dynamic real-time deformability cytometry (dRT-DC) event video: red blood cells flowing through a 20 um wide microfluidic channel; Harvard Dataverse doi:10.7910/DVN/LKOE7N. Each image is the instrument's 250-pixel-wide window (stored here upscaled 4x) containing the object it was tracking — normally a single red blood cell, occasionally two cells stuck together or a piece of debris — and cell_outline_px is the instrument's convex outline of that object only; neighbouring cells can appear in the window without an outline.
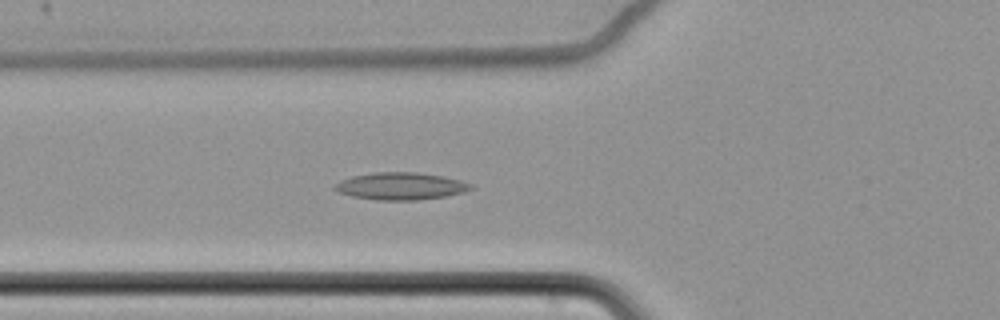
{"species": "common noctule bat (a hibernating species)", "species_latin": "Nyctalus noctula", "temperature_condition": "cold", "stored_images_in_passage": 59, "camera_frame_rate_fps": 3000, "um_per_image_px": 0.085, "animal": {"sex": "female", "body_mass_g": 22.7, "forearm_length_mm": 54.2}, "frame": {"image": 1, "passage_image": 22, "time_ms": 7.0, "image_size_px": [1000, 320], "cell_outline_px": [[476, 188], [464, 192], [444, 196], [416, 200], [376, 200], [352, 196], [340, 192], [332, 188], [340, 180], [352, 176], [376, 172], [416, 172], [440, 176], [460, 180], [472, 184]], "centroid_in_image_um": [34.07, 15.82], "position_along_channel_um": 91.7, "area_um2": 21.5}}
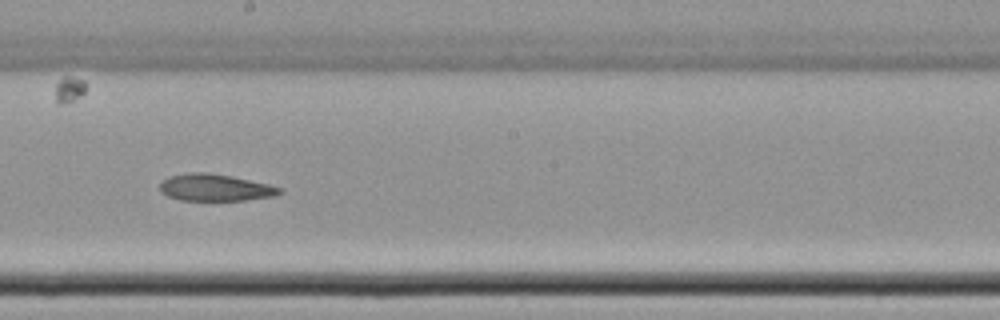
{"frame": {"image": 2, "passage_image": 34, "time_ms": 11.0, "image_size_px": [1000, 320], "cell_outline_px": [[284, 192], [276, 196], [244, 200], [180, 200], [168, 196], [160, 192], [160, 184], [168, 176], [192, 172], [208, 172], [232, 176], [268, 184], [284, 188]], "centroid_in_image_um": [18.32, 15.94], "position_along_channel_um": 229.9, "area_um2": 18.9}}
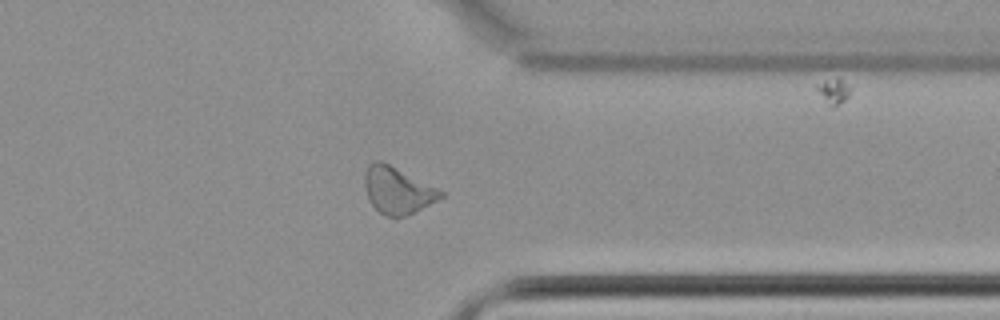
{"frame": {"image": 3, "passage_image": 47, "time_ms": 15.333, "image_size_px": [1000, 320], "cell_outline_px": [[444, 196], [408, 216], [396, 220], [380, 212], [368, 200], [364, 184], [364, 172], [368, 164], [376, 160], [380, 160], [444, 192]], "centroid_in_image_um": [33.75, 16.21], "position_along_channel_um": 377.7, "area_um2": 20.63}, "authors_computed_cell_mechanics": {"area_um2": 21.5016, "velocity_mm_per_s": 3.4611, "shape_relaxation_time_tau1_ms": null, "shape_relaxation_time_tau2_ms": 6.7627, "deformation_change_tau1": null, "deformation_change_tau2": 0.126}}